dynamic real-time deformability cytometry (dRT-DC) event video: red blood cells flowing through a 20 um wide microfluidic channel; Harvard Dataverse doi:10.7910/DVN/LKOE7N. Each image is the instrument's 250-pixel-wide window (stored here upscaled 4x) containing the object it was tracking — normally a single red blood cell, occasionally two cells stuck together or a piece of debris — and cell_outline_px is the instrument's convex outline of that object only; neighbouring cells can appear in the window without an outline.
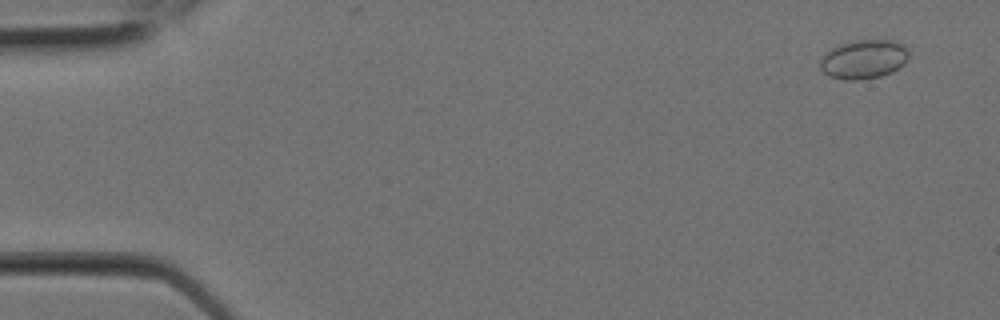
{"species": "Egyptian fruit bat (a non-hibernating species)", "species_latin": "Rousettus aegyptiacus", "temperature_condition": "room temperature", "stored_images_in_passage": 9, "camera_frame_rate_fps": 3000, "um_per_image_px": 0.085, "animal": {"sex": "female"}, "frame": {"image": 1, "passage_image": 2, "time_ms": 0.333, "image_size_px": [1000, 320], "cell_outline_px": [[908, 60], [904, 64], [892, 72], [880, 76], [860, 80], [844, 80], [828, 76], [820, 68], [820, 60], [832, 48], [840, 44], [856, 40], [896, 40], [904, 44], [908, 48]], "centroid_in_image_um": [73.45, 5.04], "position_along_channel_um": 11.5, "area_um2": 20.29}}
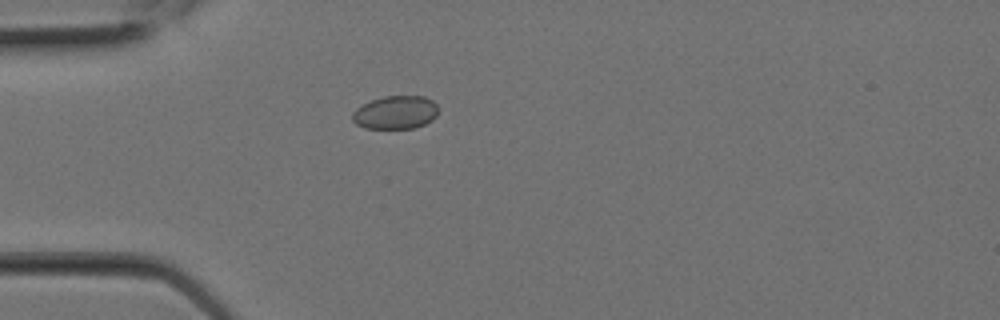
{"frame": {"image": 2, "passage_image": 7, "time_ms": 2.0, "image_size_px": [1000, 320], "cell_outline_px": [[436, 116], [432, 120], [416, 128], [364, 128], [356, 124], [352, 120], [352, 112], [356, 108], [372, 100], [384, 96], [424, 96], [432, 100], [436, 104]], "centroid_in_image_um": [33.6, 9.56], "position_along_channel_um": 51.4, "area_um2": 16.59}}
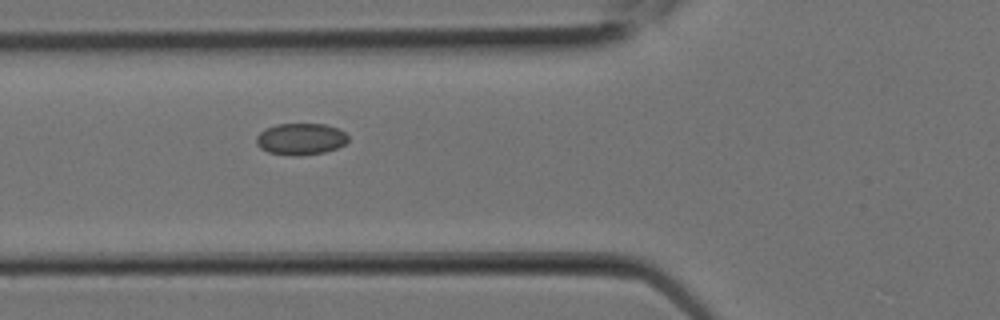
{"frame": {"image": 3, "passage_image": 9, "time_ms": 2.667, "image_size_px": [1000, 320], "cell_outline_px": [[348, 140], [344, 144], [336, 148], [324, 152], [300, 156], [296, 156], [268, 152], [260, 148], [256, 144], [256, 136], [264, 128], [276, 124], [324, 124], [340, 128], [348, 136]], "centroid_in_image_um": [25.54, 11.81], "position_along_channel_um": 100.3, "area_um2": 17.05}}